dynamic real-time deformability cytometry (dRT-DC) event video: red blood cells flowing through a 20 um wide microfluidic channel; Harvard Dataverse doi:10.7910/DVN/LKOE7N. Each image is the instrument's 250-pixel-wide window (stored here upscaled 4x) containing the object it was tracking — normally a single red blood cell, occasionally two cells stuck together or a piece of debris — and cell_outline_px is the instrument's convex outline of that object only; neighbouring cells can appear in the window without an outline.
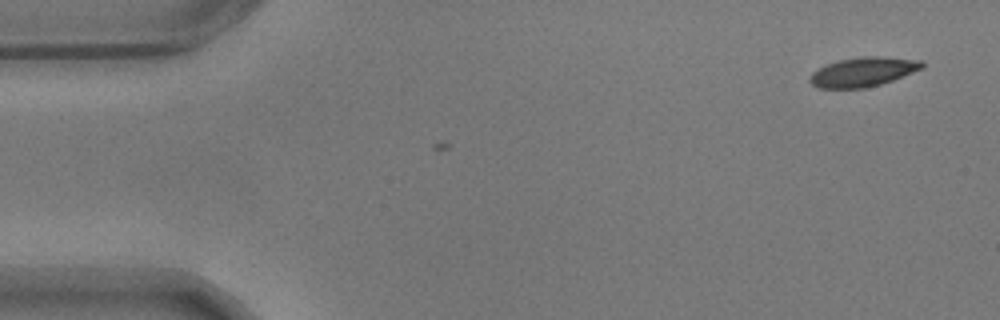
{"species": "common noctule bat (a hibernating species)", "species_latin": "Nyctalus noctula", "temperature_condition": "warm", "stored_images_in_passage": 3, "camera_frame_rate_fps": 3000, "um_per_image_px": 0.085, "animal": {"sex": "male", "body_mass_g": 17.9}, "frame": {"image": 1, "passage_image": 3, "time_ms": 0.667, "image_size_px": [1000, 320], "cell_outline_px": [[924, 68], [892, 80], [880, 84], [864, 88], [820, 88], [812, 84], [808, 80], [812, 72], [828, 64], [840, 60], [864, 56], [884, 56], [924, 60]], "centroid_in_image_um": [73.41, 6.1], "position_along_channel_um": 11.6, "area_um2": 19.13}}